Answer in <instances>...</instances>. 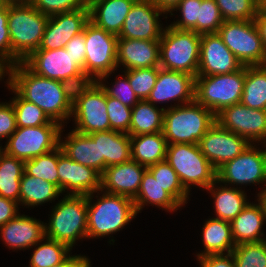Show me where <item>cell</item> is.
Segmentation results:
<instances>
[{"mask_svg": "<svg viewBox=\"0 0 266 267\" xmlns=\"http://www.w3.org/2000/svg\"><path fill=\"white\" fill-rule=\"evenodd\" d=\"M5 84L21 98L41 108L53 121L65 126L71 119L72 105L64 96L59 80L48 79L32 72L23 62L9 67Z\"/></svg>", "mask_w": 266, "mask_h": 267, "instance_id": "1", "label": "cell"}, {"mask_svg": "<svg viewBox=\"0 0 266 267\" xmlns=\"http://www.w3.org/2000/svg\"><path fill=\"white\" fill-rule=\"evenodd\" d=\"M95 193L97 201L92 202ZM136 216L132 198L97 190L87 196V238L111 237L124 229Z\"/></svg>", "mask_w": 266, "mask_h": 267, "instance_id": "2", "label": "cell"}, {"mask_svg": "<svg viewBox=\"0 0 266 267\" xmlns=\"http://www.w3.org/2000/svg\"><path fill=\"white\" fill-rule=\"evenodd\" d=\"M216 115L196 100L179 106H167L163 116V135L167 144H198Z\"/></svg>", "mask_w": 266, "mask_h": 267, "instance_id": "3", "label": "cell"}, {"mask_svg": "<svg viewBox=\"0 0 266 267\" xmlns=\"http://www.w3.org/2000/svg\"><path fill=\"white\" fill-rule=\"evenodd\" d=\"M49 16L42 14L32 4L8 5V21L12 66L23 62L36 51L42 41Z\"/></svg>", "mask_w": 266, "mask_h": 267, "instance_id": "4", "label": "cell"}, {"mask_svg": "<svg viewBox=\"0 0 266 267\" xmlns=\"http://www.w3.org/2000/svg\"><path fill=\"white\" fill-rule=\"evenodd\" d=\"M49 216V222L45 223L47 238L65 243L71 249L79 239H87V196L64 195Z\"/></svg>", "mask_w": 266, "mask_h": 267, "instance_id": "5", "label": "cell"}, {"mask_svg": "<svg viewBox=\"0 0 266 267\" xmlns=\"http://www.w3.org/2000/svg\"><path fill=\"white\" fill-rule=\"evenodd\" d=\"M201 35L166 26L160 38L159 67L197 76Z\"/></svg>", "mask_w": 266, "mask_h": 267, "instance_id": "6", "label": "cell"}, {"mask_svg": "<svg viewBox=\"0 0 266 267\" xmlns=\"http://www.w3.org/2000/svg\"><path fill=\"white\" fill-rule=\"evenodd\" d=\"M165 161L189 193L191 185L206 190L217 180V170L202 154L198 144H168Z\"/></svg>", "mask_w": 266, "mask_h": 267, "instance_id": "7", "label": "cell"}, {"mask_svg": "<svg viewBox=\"0 0 266 267\" xmlns=\"http://www.w3.org/2000/svg\"><path fill=\"white\" fill-rule=\"evenodd\" d=\"M245 66L229 74L195 77V100L215 115L224 108L241 102Z\"/></svg>", "mask_w": 266, "mask_h": 267, "instance_id": "8", "label": "cell"}, {"mask_svg": "<svg viewBox=\"0 0 266 267\" xmlns=\"http://www.w3.org/2000/svg\"><path fill=\"white\" fill-rule=\"evenodd\" d=\"M85 33L84 71L97 82H106L117 69L118 36L97 27L90 20L83 28Z\"/></svg>", "mask_w": 266, "mask_h": 267, "instance_id": "9", "label": "cell"}, {"mask_svg": "<svg viewBox=\"0 0 266 267\" xmlns=\"http://www.w3.org/2000/svg\"><path fill=\"white\" fill-rule=\"evenodd\" d=\"M217 33L243 66L266 64V50L254 20L224 21Z\"/></svg>", "mask_w": 266, "mask_h": 267, "instance_id": "10", "label": "cell"}, {"mask_svg": "<svg viewBox=\"0 0 266 267\" xmlns=\"http://www.w3.org/2000/svg\"><path fill=\"white\" fill-rule=\"evenodd\" d=\"M261 147L260 149L258 145L250 144L245 151L226 162L217 170V181L229 187L236 185V188L251 184H261L264 187L266 185V144L263 146L261 144Z\"/></svg>", "mask_w": 266, "mask_h": 267, "instance_id": "11", "label": "cell"}, {"mask_svg": "<svg viewBox=\"0 0 266 267\" xmlns=\"http://www.w3.org/2000/svg\"><path fill=\"white\" fill-rule=\"evenodd\" d=\"M60 124L17 128L8 138L4 152L27 161L53 151L59 146Z\"/></svg>", "mask_w": 266, "mask_h": 267, "instance_id": "12", "label": "cell"}, {"mask_svg": "<svg viewBox=\"0 0 266 267\" xmlns=\"http://www.w3.org/2000/svg\"><path fill=\"white\" fill-rule=\"evenodd\" d=\"M71 118L75 121L73 130L82 134L110 130L107 94L97 81L74 103Z\"/></svg>", "mask_w": 266, "mask_h": 267, "instance_id": "13", "label": "cell"}, {"mask_svg": "<svg viewBox=\"0 0 266 267\" xmlns=\"http://www.w3.org/2000/svg\"><path fill=\"white\" fill-rule=\"evenodd\" d=\"M223 128L245 137L251 144H266V111L251 109L241 102L224 108L216 115Z\"/></svg>", "mask_w": 266, "mask_h": 267, "instance_id": "14", "label": "cell"}, {"mask_svg": "<svg viewBox=\"0 0 266 267\" xmlns=\"http://www.w3.org/2000/svg\"><path fill=\"white\" fill-rule=\"evenodd\" d=\"M250 144L245 137L226 130L218 122L198 142L202 154L216 170L245 151Z\"/></svg>", "mask_w": 266, "mask_h": 267, "instance_id": "15", "label": "cell"}, {"mask_svg": "<svg viewBox=\"0 0 266 267\" xmlns=\"http://www.w3.org/2000/svg\"><path fill=\"white\" fill-rule=\"evenodd\" d=\"M59 189L65 195L88 196L101 189V174L95 169L74 162L58 146ZM70 190V192H68Z\"/></svg>", "mask_w": 266, "mask_h": 267, "instance_id": "16", "label": "cell"}, {"mask_svg": "<svg viewBox=\"0 0 266 267\" xmlns=\"http://www.w3.org/2000/svg\"><path fill=\"white\" fill-rule=\"evenodd\" d=\"M163 14L150 0H136L123 22L118 38L160 40L164 30L160 23Z\"/></svg>", "mask_w": 266, "mask_h": 267, "instance_id": "17", "label": "cell"}, {"mask_svg": "<svg viewBox=\"0 0 266 267\" xmlns=\"http://www.w3.org/2000/svg\"><path fill=\"white\" fill-rule=\"evenodd\" d=\"M156 104L176 101L174 106L187 104L195 100V77L185 72L159 69L154 88L146 99Z\"/></svg>", "mask_w": 266, "mask_h": 267, "instance_id": "18", "label": "cell"}, {"mask_svg": "<svg viewBox=\"0 0 266 267\" xmlns=\"http://www.w3.org/2000/svg\"><path fill=\"white\" fill-rule=\"evenodd\" d=\"M242 66L218 33L201 35L197 76L229 74Z\"/></svg>", "mask_w": 266, "mask_h": 267, "instance_id": "19", "label": "cell"}, {"mask_svg": "<svg viewBox=\"0 0 266 267\" xmlns=\"http://www.w3.org/2000/svg\"><path fill=\"white\" fill-rule=\"evenodd\" d=\"M88 21L89 8H80L49 16L38 49L53 50L65 47L74 36L83 31Z\"/></svg>", "mask_w": 266, "mask_h": 267, "instance_id": "20", "label": "cell"}, {"mask_svg": "<svg viewBox=\"0 0 266 267\" xmlns=\"http://www.w3.org/2000/svg\"><path fill=\"white\" fill-rule=\"evenodd\" d=\"M23 63L35 74L53 80H63L83 70L65 48L37 49Z\"/></svg>", "mask_w": 266, "mask_h": 267, "instance_id": "21", "label": "cell"}, {"mask_svg": "<svg viewBox=\"0 0 266 267\" xmlns=\"http://www.w3.org/2000/svg\"><path fill=\"white\" fill-rule=\"evenodd\" d=\"M4 244L15 250H28L45 239V223L39 219L20 213L0 227Z\"/></svg>", "mask_w": 266, "mask_h": 267, "instance_id": "22", "label": "cell"}, {"mask_svg": "<svg viewBox=\"0 0 266 267\" xmlns=\"http://www.w3.org/2000/svg\"><path fill=\"white\" fill-rule=\"evenodd\" d=\"M146 169V166L132 159L106 167L101 175V190L133 199L139 191L142 176Z\"/></svg>", "mask_w": 266, "mask_h": 267, "instance_id": "23", "label": "cell"}, {"mask_svg": "<svg viewBox=\"0 0 266 267\" xmlns=\"http://www.w3.org/2000/svg\"><path fill=\"white\" fill-rule=\"evenodd\" d=\"M160 40L118 38L117 66L124 70L158 67Z\"/></svg>", "mask_w": 266, "mask_h": 267, "instance_id": "24", "label": "cell"}, {"mask_svg": "<svg viewBox=\"0 0 266 267\" xmlns=\"http://www.w3.org/2000/svg\"><path fill=\"white\" fill-rule=\"evenodd\" d=\"M248 205L230 222L232 236L236 245L265 241L263 225H266V212L261 200Z\"/></svg>", "mask_w": 266, "mask_h": 267, "instance_id": "25", "label": "cell"}, {"mask_svg": "<svg viewBox=\"0 0 266 267\" xmlns=\"http://www.w3.org/2000/svg\"><path fill=\"white\" fill-rule=\"evenodd\" d=\"M93 140H99V173L106 167L118 165L132 159L129 134L117 131H102L88 134Z\"/></svg>", "mask_w": 266, "mask_h": 267, "instance_id": "26", "label": "cell"}, {"mask_svg": "<svg viewBox=\"0 0 266 267\" xmlns=\"http://www.w3.org/2000/svg\"><path fill=\"white\" fill-rule=\"evenodd\" d=\"M136 0H88L89 20L97 27L119 35Z\"/></svg>", "mask_w": 266, "mask_h": 267, "instance_id": "27", "label": "cell"}, {"mask_svg": "<svg viewBox=\"0 0 266 267\" xmlns=\"http://www.w3.org/2000/svg\"><path fill=\"white\" fill-rule=\"evenodd\" d=\"M62 129L64 130V126L60 130L59 146L63 153L74 162L99 172V140H93L88 134H82L73 129L63 140Z\"/></svg>", "mask_w": 266, "mask_h": 267, "instance_id": "28", "label": "cell"}, {"mask_svg": "<svg viewBox=\"0 0 266 267\" xmlns=\"http://www.w3.org/2000/svg\"><path fill=\"white\" fill-rule=\"evenodd\" d=\"M202 244L204 249L196 257L229 254L236 246L229 221L209 218L202 227Z\"/></svg>", "mask_w": 266, "mask_h": 267, "instance_id": "29", "label": "cell"}, {"mask_svg": "<svg viewBox=\"0 0 266 267\" xmlns=\"http://www.w3.org/2000/svg\"><path fill=\"white\" fill-rule=\"evenodd\" d=\"M206 190L211 193L214 200L213 207L216 215L214 218L231 222L249 203L246 191L236 187L223 186L217 180Z\"/></svg>", "mask_w": 266, "mask_h": 267, "instance_id": "30", "label": "cell"}, {"mask_svg": "<svg viewBox=\"0 0 266 267\" xmlns=\"http://www.w3.org/2000/svg\"><path fill=\"white\" fill-rule=\"evenodd\" d=\"M137 214L149 204L163 209L167 212H177L182 206L167 192L153 174L146 169L143 173L141 184L137 195L133 198Z\"/></svg>", "mask_w": 266, "mask_h": 267, "instance_id": "31", "label": "cell"}, {"mask_svg": "<svg viewBox=\"0 0 266 267\" xmlns=\"http://www.w3.org/2000/svg\"><path fill=\"white\" fill-rule=\"evenodd\" d=\"M132 160L146 167L164 161L167 141L163 132L130 136Z\"/></svg>", "mask_w": 266, "mask_h": 267, "instance_id": "32", "label": "cell"}, {"mask_svg": "<svg viewBox=\"0 0 266 267\" xmlns=\"http://www.w3.org/2000/svg\"><path fill=\"white\" fill-rule=\"evenodd\" d=\"M61 190L54 184L25 172L20 181L19 206L35 207L47 202L52 203L61 196Z\"/></svg>", "mask_w": 266, "mask_h": 267, "instance_id": "33", "label": "cell"}, {"mask_svg": "<svg viewBox=\"0 0 266 267\" xmlns=\"http://www.w3.org/2000/svg\"><path fill=\"white\" fill-rule=\"evenodd\" d=\"M165 109L164 106H154L146 99L140 100L132 108L129 136L162 132Z\"/></svg>", "mask_w": 266, "mask_h": 267, "instance_id": "34", "label": "cell"}, {"mask_svg": "<svg viewBox=\"0 0 266 267\" xmlns=\"http://www.w3.org/2000/svg\"><path fill=\"white\" fill-rule=\"evenodd\" d=\"M241 103L251 109L266 111V64L245 66Z\"/></svg>", "mask_w": 266, "mask_h": 267, "instance_id": "35", "label": "cell"}, {"mask_svg": "<svg viewBox=\"0 0 266 267\" xmlns=\"http://www.w3.org/2000/svg\"><path fill=\"white\" fill-rule=\"evenodd\" d=\"M24 161L3 152L0 156V196L19 203Z\"/></svg>", "mask_w": 266, "mask_h": 267, "instance_id": "36", "label": "cell"}, {"mask_svg": "<svg viewBox=\"0 0 266 267\" xmlns=\"http://www.w3.org/2000/svg\"><path fill=\"white\" fill-rule=\"evenodd\" d=\"M34 248L29 267H52L64 261L72 253V249L65 243L47 237L36 243Z\"/></svg>", "mask_w": 266, "mask_h": 267, "instance_id": "37", "label": "cell"}, {"mask_svg": "<svg viewBox=\"0 0 266 267\" xmlns=\"http://www.w3.org/2000/svg\"><path fill=\"white\" fill-rule=\"evenodd\" d=\"M147 169L153 174L162 188L167 191L181 206L187 204L189 192L183 187L175 170L167 161H161Z\"/></svg>", "mask_w": 266, "mask_h": 267, "instance_id": "38", "label": "cell"}, {"mask_svg": "<svg viewBox=\"0 0 266 267\" xmlns=\"http://www.w3.org/2000/svg\"><path fill=\"white\" fill-rule=\"evenodd\" d=\"M7 88L15 95L11 99V102L16 115L17 128L37 127L45 124H59L58 122L51 120L37 105L21 98L8 84Z\"/></svg>", "mask_w": 266, "mask_h": 267, "instance_id": "39", "label": "cell"}, {"mask_svg": "<svg viewBox=\"0 0 266 267\" xmlns=\"http://www.w3.org/2000/svg\"><path fill=\"white\" fill-rule=\"evenodd\" d=\"M58 147L44 155L24 161V172L29 176L39 177L59 188L57 172Z\"/></svg>", "mask_w": 266, "mask_h": 267, "instance_id": "40", "label": "cell"}, {"mask_svg": "<svg viewBox=\"0 0 266 267\" xmlns=\"http://www.w3.org/2000/svg\"><path fill=\"white\" fill-rule=\"evenodd\" d=\"M231 253L236 267H266V240L236 245Z\"/></svg>", "mask_w": 266, "mask_h": 267, "instance_id": "41", "label": "cell"}, {"mask_svg": "<svg viewBox=\"0 0 266 267\" xmlns=\"http://www.w3.org/2000/svg\"><path fill=\"white\" fill-rule=\"evenodd\" d=\"M224 21L254 20L257 0H215Z\"/></svg>", "mask_w": 266, "mask_h": 267, "instance_id": "42", "label": "cell"}, {"mask_svg": "<svg viewBox=\"0 0 266 267\" xmlns=\"http://www.w3.org/2000/svg\"><path fill=\"white\" fill-rule=\"evenodd\" d=\"M160 67L138 68L123 71L140 100L147 99L154 88Z\"/></svg>", "mask_w": 266, "mask_h": 267, "instance_id": "43", "label": "cell"}, {"mask_svg": "<svg viewBox=\"0 0 266 267\" xmlns=\"http://www.w3.org/2000/svg\"><path fill=\"white\" fill-rule=\"evenodd\" d=\"M224 19L215 0H202L199 7V19H197L196 33L210 34L217 33Z\"/></svg>", "mask_w": 266, "mask_h": 267, "instance_id": "44", "label": "cell"}, {"mask_svg": "<svg viewBox=\"0 0 266 267\" xmlns=\"http://www.w3.org/2000/svg\"><path fill=\"white\" fill-rule=\"evenodd\" d=\"M95 82L96 80L91 75L82 71L74 76L61 80L60 84L65 98L73 106Z\"/></svg>", "mask_w": 266, "mask_h": 267, "instance_id": "45", "label": "cell"}, {"mask_svg": "<svg viewBox=\"0 0 266 267\" xmlns=\"http://www.w3.org/2000/svg\"><path fill=\"white\" fill-rule=\"evenodd\" d=\"M202 0H181L178 5L170 13L180 11V19L174 21L170 26L179 30H188L196 32L197 19H199V7H201Z\"/></svg>", "mask_w": 266, "mask_h": 267, "instance_id": "46", "label": "cell"}, {"mask_svg": "<svg viewBox=\"0 0 266 267\" xmlns=\"http://www.w3.org/2000/svg\"><path fill=\"white\" fill-rule=\"evenodd\" d=\"M107 113L110 130L129 134L132 108L107 95Z\"/></svg>", "mask_w": 266, "mask_h": 267, "instance_id": "47", "label": "cell"}, {"mask_svg": "<svg viewBox=\"0 0 266 267\" xmlns=\"http://www.w3.org/2000/svg\"><path fill=\"white\" fill-rule=\"evenodd\" d=\"M123 75V76H122ZM117 77L112 86L104 82H98L109 97L118 99L123 105L133 108L139 101V97L133 91L129 79L125 74Z\"/></svg>", "mask_w": 266, "mask_h": 267, "instance_id": "48", "label": "cell"}, {"mask_svg": "<svg viewBox=\"0 0 266 267\" xmlns=\"http://www.w3.org/2000/svg\"><path fill=\"white\" fill-rule=\"evenodd\" d=\"M32 5L42 14L48 16L80 8H89L88 0H34Z\"/></svg>", "mask_w": 266, "mask_h": 267, "instance_id": "49", "label": "cell"}, {"mask_svg": "<svg viewBox=\"0 0 266 267\" xmlns=\"http://www.w3.org/2000/svg\"><path fill=\"white\" fill-rule=\"evenodd\" d=\"M8 21V5L0 9V60L8 67L12 66V49Z\"/></svg>", "mask_w": 266, "mask_h": 267, "instance_id": "50", "label": "cell"}, {"mask_svg": "<svg viewBox=\"0 0 266 267\" xmlns=\"http://www.w3.org/2000/svg\"><path fill=\"white\" fill-rule=\"evenodd\" d=\"M16 129V115L12 102H0V139L8 140Z\"/></svg>", "mask_w": 266, "mask_h": 267, "instance_id": "51", "label": "cell"}, {"mask_svg": "<svg viewBox=\"0 0 266 267\" xmlns=\"http://www.w3.org/2000/svg\"><path fill=\"white\" fill-rule=\"evenodd\" d=\"M74 58L75 63L84 71L85 63V33L82 31L80 34L74 36L64 47Z\"/></svg>", "mask_w": 266, "mask_h": 267, "instance_id": "52", "label": "cell"}, {"mask_svg": "<svg viewBox=\"0 0 266 267\" xmlns=\"http://www.w3.org/2000/svg\"><path fill=\"white\" fill-rule=\"evenodd\" d=\"M196 259L200 267H236L232 253L207 255Z\"/></svg>", "mask_w": 266, "mask_h": 267, "instance_id": "53", "label": "cell"}, {"mask_svg": "<svg viewBox=\"0 0 266 267\" xmlns=\"http://www.w3.org/2000/svg\"><path fill=\"white\" fill-rule=\"evenodd\" d=\"M18 205V202L0 196V227L20 213Z\"/></svg>", "mask_w": 266, "mask_h": 267, "instance_id": "54", "label": "cell"}, {"mask_svg": "<svg viewBox=\"0 0 266 267\" xmlns=\"http://www.w3.org/2000/svg\"><path fill=\"white\" fill-rule=\"evenodd\" d=\"M91 261L87 256L83 255H69L64 261L52 267H88Z\"/></svg>", "mask_w": 266, "mask_h": 267, "instance_id": "55", "label": "cell"}, {"mask_svg": "<svg viewBox=\"0 0 266 267\" xmlns=\"http://www.w3.org/2000/svg\"><path fill=\"white\" fill-rule=\"evenodd\" d=\"M266 50V11L258 10L254 19Z\"/></svg>", "mask_w": 266, "mask_h": 267, "instance_id": "56", "label": "cell"}, {"mask_svg": "<svg viewBox=\"0 0 266 267\" xmlns=\"http://www.w3.org/2000/svg\"><path fill=\"white\" fill-rule=\"evenodd\" d=\"M157 8L166 15L170 14L181 0H150Z\"/></svg>", "mask_w": 266, "mask_h": 267, "instance_id": "57", "label": "cell"}, {"mask_svg": "<svg viewBox=\"0 0 266 267\" xmlns=\"http://www.w3.org/2000/svg\"><path fill=\"white\" fill-rule=\"evenodd\" d=\"M262 190H259L258 194H256L261 202L263 203L264 205V208H265V212H266V185L263 187H261Z\"/></svg>", "mask_w": 266, "mask_h": 267, "instance_id": "58", "label": "cell"}, {"mask_svg": "<svg viewBox=\"0 0 266 267\" xmlns=\"http://www.w3.org/2000/svg\"><path fill=\"white\" fill-rule=\"evenodd\" d=\"M34 0H5L7 5L32 4Z\"/></svg>", "mask_w": 266, "mask_h": 267, "instance_id": "59", "label": "cell"}, {"mask_svg": "<svg viewBox=\"0 0 266 267\" xmlns=\"http://www.w3.org/2000/svg\"><path fill=\"white\" fill-rule=\"evenodd\" d=\"M9 67L0 60V80H4V77L8 75Z\"/></svg>", "mask_w": 266, "mask_h": 267, "instance_id": "60", "label": "cell"}, {"mask_svg": "<svg viewBox=\"0 0 266 267\" xmlns=\"http://www.w3.org/2000/svg\"><path fill=\"white\" fill-rule=\"evenodd\" d=\"M258 10L266 11V0H257Z\"/></svg>", "mask_w": 266, "mask_h": 267, "instance_id": "61", "label": "cell"}, {"mask_svg": "<svg viewBox=\"0 0 266 267\" xmlns=\"http://www.w3.org/2000/svg\"><path fill=\"white\" fill-rule=\"evenodd\" d=\"M6 5L5 0H0V9Z\"/></svg>", "mask_w": 266, "mask_h": 267, "instance_id": "62", "label": "cell"}, {"mask_svg": "<svg viewBox=\"0 0 266 267\" xmlns=\"http://www.w3.org/2000/svg\"><path fill=\"white\" fill-rule=\"evenodd\" d=\"M4 152V148H3V146L1 145L0 146V156H1V154Z\"/></svg>", "mask_w": 266, "mask_h": 267, "instance_id": "63", "label": "cell"}]
</instances>
